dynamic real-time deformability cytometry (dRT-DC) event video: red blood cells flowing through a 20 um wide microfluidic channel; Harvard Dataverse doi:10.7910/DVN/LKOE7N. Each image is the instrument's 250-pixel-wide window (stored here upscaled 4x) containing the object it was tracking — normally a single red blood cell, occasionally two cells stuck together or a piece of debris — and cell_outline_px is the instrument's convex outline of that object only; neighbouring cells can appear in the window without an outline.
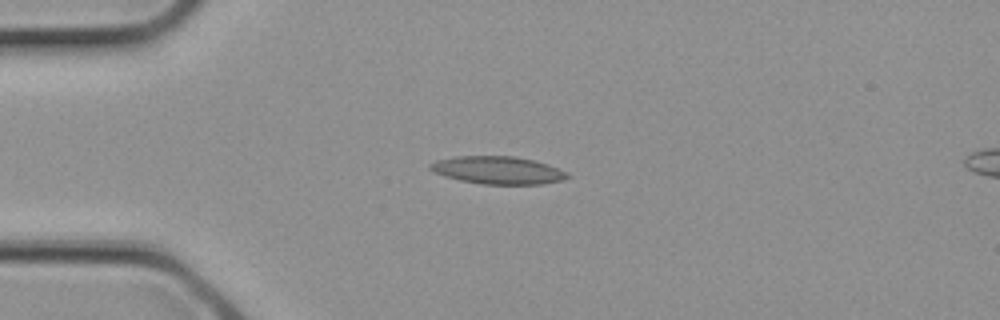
{"species": "common noctule bat (a hibernating species)", "species_latin": "Nyctalus noctula", "temperature_condition": "cold", "stored_images_in_passage": 3, "camera_frame_rate_fps": 3000, "um_per_image_px": 0.085, "animal": {"sex": "female", "body_mass_g": 21.9}, "frame": {"image": 1, "passage_image": 2, "time_ms": 0.333, "image_size_px": [1000, 320], "cell_outline_px": [[572, 176], [564, 180], [544, 184], [484, 184], [460, 180], [444, 176], [428, 168], [428, 164], [436, 160], [456, 156], [516, 156], [536, 160], [548, 164], [568, 172]], "centroid_in_image_um": [42.37, 14.46], "position_along_channel_um": 42.6, "area_um2": 22.37}}